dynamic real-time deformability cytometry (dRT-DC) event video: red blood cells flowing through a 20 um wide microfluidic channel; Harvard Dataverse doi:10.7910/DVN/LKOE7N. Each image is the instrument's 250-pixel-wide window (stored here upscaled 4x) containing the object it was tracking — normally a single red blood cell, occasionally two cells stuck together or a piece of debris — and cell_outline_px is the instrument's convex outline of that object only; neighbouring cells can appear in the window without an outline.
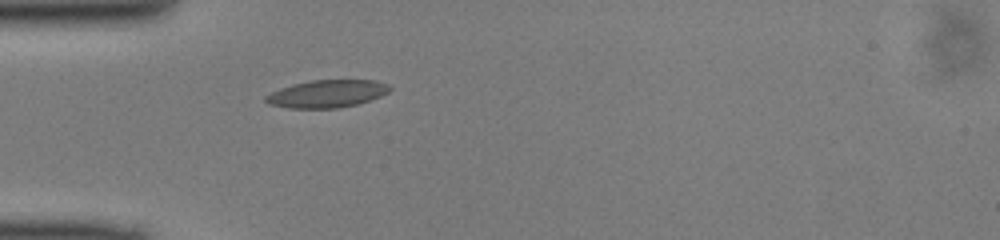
{"species": "common noctule bat (a hibernating species)", "species_latin": "Nyctalus noctula", "temperature_condition": "cold", "stored_images_in_passage": 33, "camera_frame_rate_fps": 3000, "um_per_image_px": 0.085, "animal": {"sex": "male", "body_mass_g": 13.0, "forearm_length_mm": 53.1}, "frame": {"image": 1, "passage_image": 1, "time_ms": 0.0, "image_size_px": [1000, 240], "cell_outline_px": [[392, 88], [388, 92], [380, 96], [356, 104], [336, 108], [288, 108], [268, 104], [264, 100], [264, 96], [280, 88], [292, 84], [312, 80], [376, 80], [388, 84]], "centroid_in_image_um": [27.77, 7.96], "position_along_channel_um": 57.2, "area_um2": 19.88}}
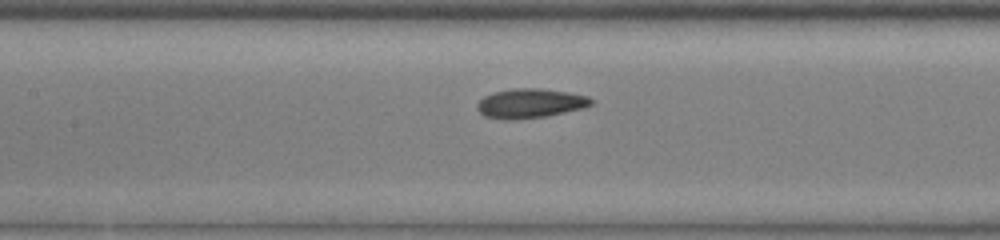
{"frame": {"image": 2, "passage_image": 9, "time_ms": 2.667, "image_size_px": [1000, 240], "cell_outline_px": [[596, 100], [592, 104], [584, 108], [544, 116], [512, 120], [504, 120], [484, 116], [476, 108], [476, 104], [484, 96], [492, 92], [512, 88], [540, 88], [568, 92], [588, 96]], "centroid_in_image_um": [45.06, 8.77], "position_along_channel_um": 162.3, "area_um2": 19.71}}
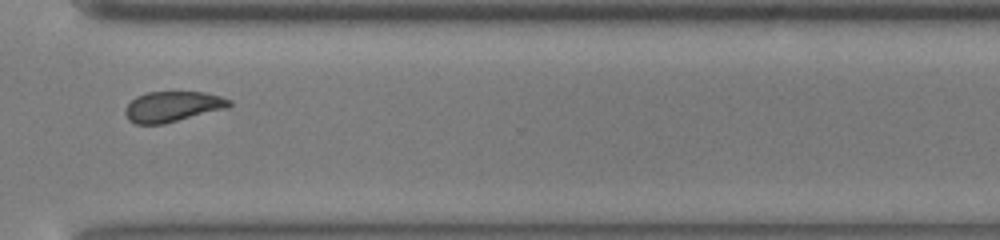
{"frame": {"image": 3, "passage_image": 23, "time_ms": 7.333, "image_size_px": [1000, 240], "cell_outline_px": [[232, 104], [228, 108], [164, 124], [136, 124], [128, 120], [124, 112], [124, 108], [136, 96], [148, 92], [204, 92], [220, 96], [232, 100]], "centroid_in_image_um": [14.67, 9.06], "position_along_channel_um": 355.9, "area_um2": 18.61}}